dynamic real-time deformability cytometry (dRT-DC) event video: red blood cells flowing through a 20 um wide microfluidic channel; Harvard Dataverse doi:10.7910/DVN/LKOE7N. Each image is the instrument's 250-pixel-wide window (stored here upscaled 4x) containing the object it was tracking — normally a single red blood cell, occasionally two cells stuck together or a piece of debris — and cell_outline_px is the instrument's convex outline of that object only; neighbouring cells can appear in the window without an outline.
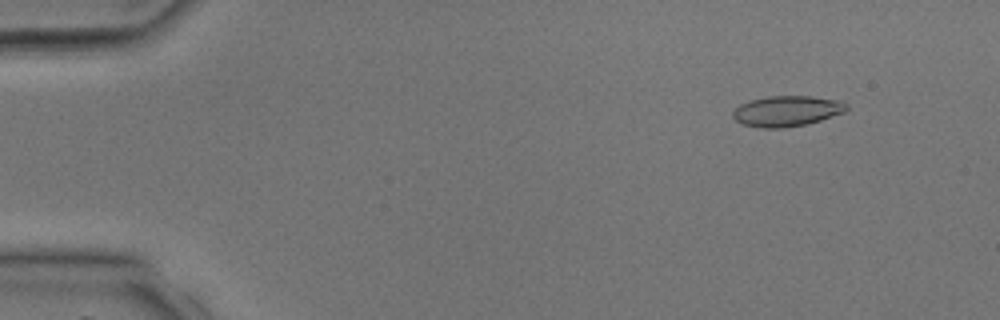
{"species": "common noctule bat (a hibernating species)", "species_latin": "Nyctalus noctula", "temperature_condition": "room temperature", "stored_images_in_passage": 40, "camera_frame_rate_fps": 3000, "um_per_image_px": 0.085, "animal": {"sex": "male", "body_mass_g": 17.9, "forearm_length_mm": 54.2}, "frame": {"image": 1, "passage_image": 5, "time_ms": 1.333, "image_size_px": [1000, 320], "cell_outline_px": [[848, 108], [844, 112], [808, 124], [780, 128], [764, 128], [740, 124], [732, 116], [732, 112], [740, 104], [748, 100], [768, 96], [812, 96], [840, 100], [848, 104]], "centroid_in_image_um": [66.87, 9.43], "position_along_channel_um": 18.1, "area_um2": 20.4}}
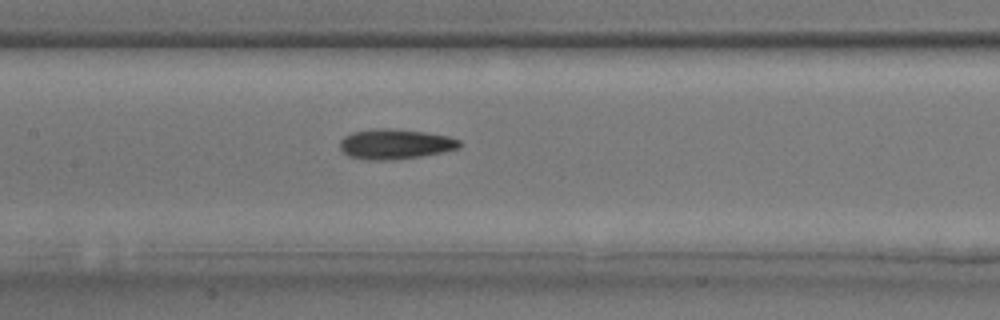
{"frame": {"image": 2, "passage_image": 20, "time_ms": 6.333, "image_size_px": [1000, 320], "cell_outline_px": [[460, 148], [420, 156], [392, 160], [368, 160], [348, 156], [340, 152], [340, 140], [344, 136], [352, 132], [376, 128], [396, 128], [424, 132], [448, 136], [460, 140]], "centroid_in_image_um": [33.54, 12.24], "position_along_channel_um": 173.9, "area_um2": 21.1}}
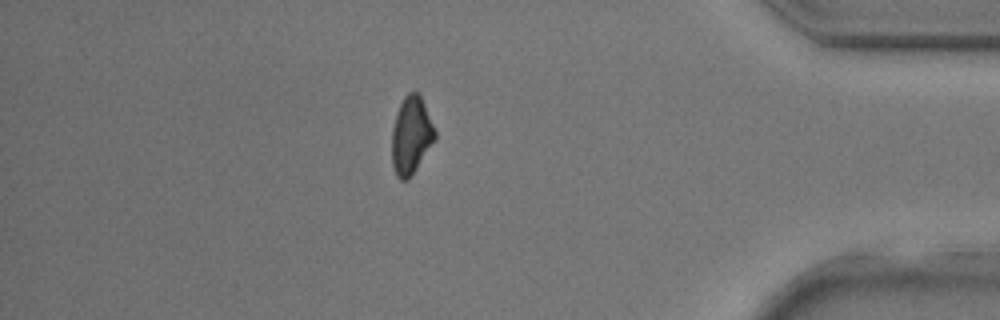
{"frame": {"image": 3, "passage_image": 35, "time_ms": 11.333, "image_size_px": [1000, 320], "cell_outline_px": [[436, 140], [408, 180], [400, 180], [396, 176], [392, 164], [392, 128], [396, 112], [404, 96], [408, 92], [416, 92], [420, 96], [436, 132]], "centroid_in_image_um": [34.93, 11.54], "position_along_channel_um": 400.3, "area_um2": 19.42}}